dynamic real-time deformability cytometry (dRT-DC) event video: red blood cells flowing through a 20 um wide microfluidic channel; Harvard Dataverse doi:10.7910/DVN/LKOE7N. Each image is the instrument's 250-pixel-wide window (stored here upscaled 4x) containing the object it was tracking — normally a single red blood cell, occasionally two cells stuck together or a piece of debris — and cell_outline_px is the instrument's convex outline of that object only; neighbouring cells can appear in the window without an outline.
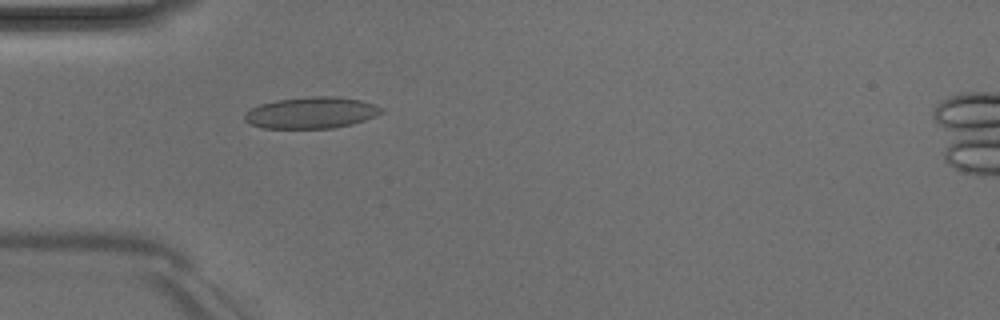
{"species": "Egyptian fruit bat (a non-hibernating species)", "species_latin": "Rousettus aegyptiacus", "temperature_condition": "room temperature", "stored_images_in_passage": 37, "camera_frame_rate_fps": 3000, "um_per_image_px": 0.085, "animal": {"sex": "male"}, "frame": {"image": 1, "passage_image": 2, "time_ms": 0.333, "image_size_px": [1000, 320], "cell_outline_px": [[384, 112], [376, 116], [352, 124], [332, 128], [260, 128], [244, 120], [244, 112], [260, 104], [276, 100], [312, 96], [332, 96], [360, 100], [376, 104], [384, 108]], "centroid_in_image_um": [26.48, 9.58], "position_along_channel_um": 58.5, "area_um2": 25.14}}
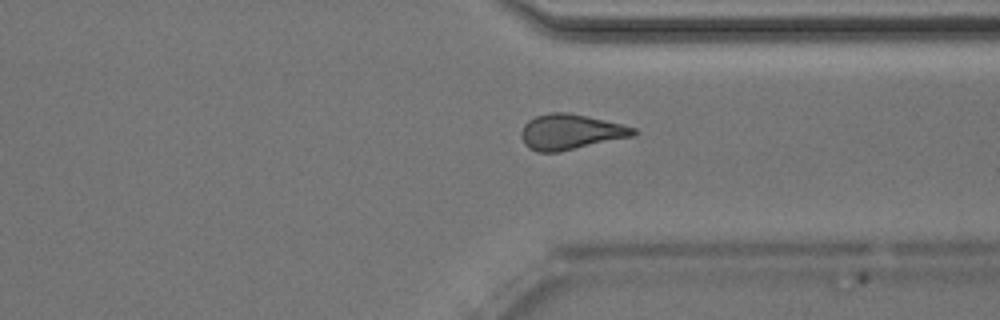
{"frame": {"image": 2, "passage_image": 25, "time_ms": 8.0, "image_size_px": [1000, 320], "cell_outline_px": [[640, 132], [636, 136], [556, 152], [536, 152], [528, 148], [524, 144], [520, 136], [520, 132], [524, 124], [528, 120], [536, 116], [552, 112], [568, 112], [588, 116], [636, 128]], "centroid_in_image_um": [48.5, 11.21], "position_along_channel_um": 362.9, "area_um2": 23.29}}
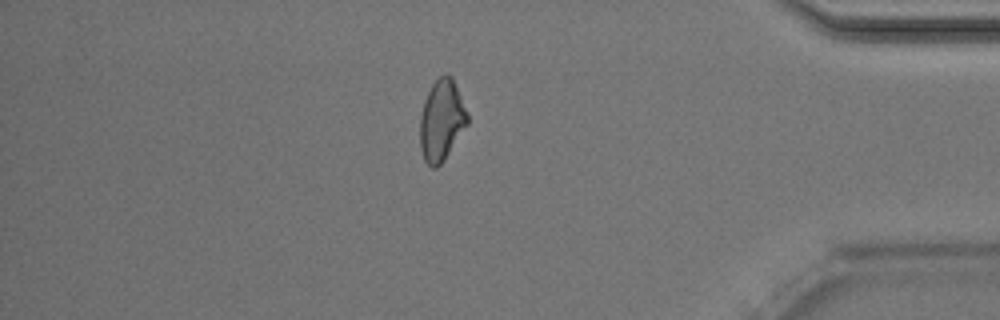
{"frame": {"image": 3, "passage_image": 30, "time_ms": 9.667, "image_size_px": [1000, 320], "cell_outline_px": [[468, 124], [444, 160], [436, 168], [432, 168], [424, 160], [420, 148], [420, 116], [424, 100], [432, 84], [444, 72], [448, 72], [452, 76], [468, 116]], "centroid_in_image_um": [37.52, 10.22], "position_along_channel_um": 397.7, "area_um2": 22.37}, "authors_computed_cell_mechanics": {"area_um2": 22.9466, "velocity_mm_per_s": 4.0234, "shape_relaxation_time_tau1_ms": 6.0276, "shape_relaxation_time_tau2_ms": 2.1944, "deformation_change_tau1": 0.1249, "deformation_change_tau2": 0.0934}}